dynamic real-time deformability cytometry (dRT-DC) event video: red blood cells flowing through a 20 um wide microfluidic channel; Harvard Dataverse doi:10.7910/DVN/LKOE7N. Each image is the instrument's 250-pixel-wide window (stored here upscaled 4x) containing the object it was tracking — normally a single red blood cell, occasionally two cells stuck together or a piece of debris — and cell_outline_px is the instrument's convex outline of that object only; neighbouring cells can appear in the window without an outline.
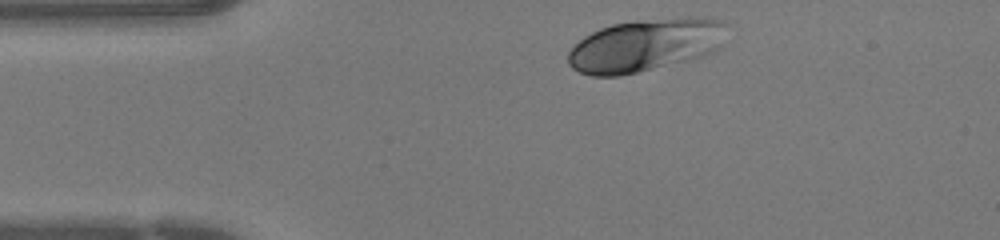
{"species": "human", "species_latin": "Homo sapiens", "temperature_condition": "warm", "stored_images_in_passage": 31, "camera_frame_rate_fps": 3000, "um_per_image_px": 0.085, "donor": {"sex": "female"}, "frame": {"image": 1, "passage_image": 1, "time_ms": 0.0, "image_size_px": [1000, 240], "cell_outline_px": [[728, 24], [720, 48], [704, 56], [692, 60], [620, 76], [592, 76], [580, 72], [572, 68], [568, 64], [568, 52], [584, 36], [600, 28], [612, 24], [636, 20], [688, 16], [700, 16], [720, 20]], "centroid_in_image_um": [54.9, 3.83], "position_along_channel_um": 30.1, "area_um2": 49.36}}
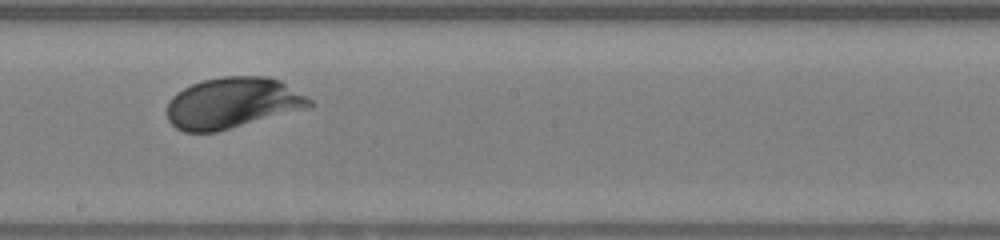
{"frame": {"image": 2, "passage_image": 17, "time_ms": 5.333, "image_size_px": [1000, 240], "cell_outline_px": [[316, 104], [312, 108], [216, 132], [184, 132], [176, 128], [168, 120], [168, 100], [176, 92], [192, 84], [204, 80], [224, 76], [268, 76], [280, 80], [312, 100]], "centroid_in_image_um": [19.81, 8.76], "position_along_channel_um": 228.4, "area_um2": 42.71}}
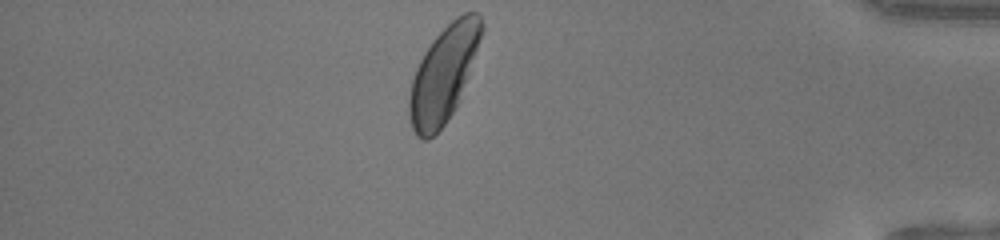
{"frame": {"image": 3, "passage_image": 31, "time_ms": 10.0, "image_size_px": [1000, 240], "cell_outline_px": [[484, 28], [456, 104], [452, 112], [444, 124], [428, 140], [420, 140], [416, 136], [412, 128], [408, 116], [408, 96], [412, 80], [416, 68], [424, 52], [432, 40], [456, 16], [464, 12], [480, 12], [484, 24]], "centroid_in_image_um": [37.65, 6.29], "position_along_channel_um": 397.5, "area_um2": 39.59}}